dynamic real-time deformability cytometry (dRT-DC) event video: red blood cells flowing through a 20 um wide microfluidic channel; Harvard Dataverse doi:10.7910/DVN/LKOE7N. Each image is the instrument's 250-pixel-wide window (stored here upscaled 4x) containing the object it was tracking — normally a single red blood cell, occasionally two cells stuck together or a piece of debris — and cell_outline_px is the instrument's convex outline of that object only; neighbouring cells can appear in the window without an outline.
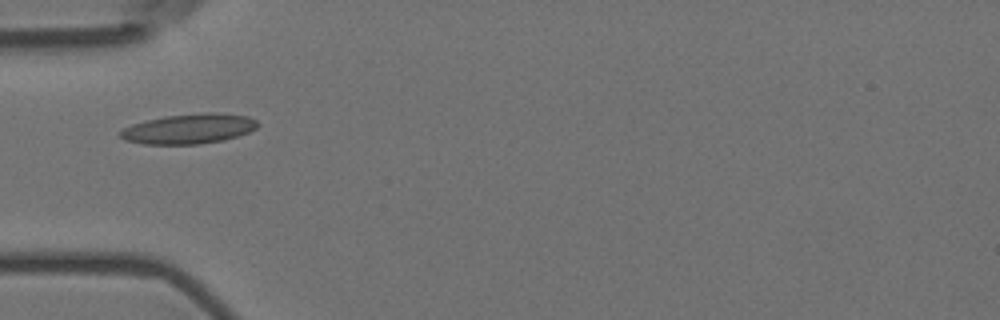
{"species": "Egyptian fruit bat (a non-hibernating species)", "species_latin": "Rousettus aegyptiacus", "temperature_condition": "room temperature", "stored_images_in_passage": 1, "camera_frame_rate_fps": 3000, "um_per_image_px": 0.085, "animal": {"sex": "female"}, "frame": {"image": 1, "passage_image": 1, "time_ms": 0.0, "image_size_px": [1000, 320], "cell_outline_px": [[260, 124], [256, 128], [248, 132], [224, 140], [200, 144], [144, 144], [124, 140], [120, 136], [120, 132], [124, 128], [132, 124], [164, 116], [204, 112], [216, 112], [248, 116], [256, 120]], "centroid_in_image_um": [16.08, 10.94], "position_along_channel_um": 68.9, "area_um2": 23.99}}